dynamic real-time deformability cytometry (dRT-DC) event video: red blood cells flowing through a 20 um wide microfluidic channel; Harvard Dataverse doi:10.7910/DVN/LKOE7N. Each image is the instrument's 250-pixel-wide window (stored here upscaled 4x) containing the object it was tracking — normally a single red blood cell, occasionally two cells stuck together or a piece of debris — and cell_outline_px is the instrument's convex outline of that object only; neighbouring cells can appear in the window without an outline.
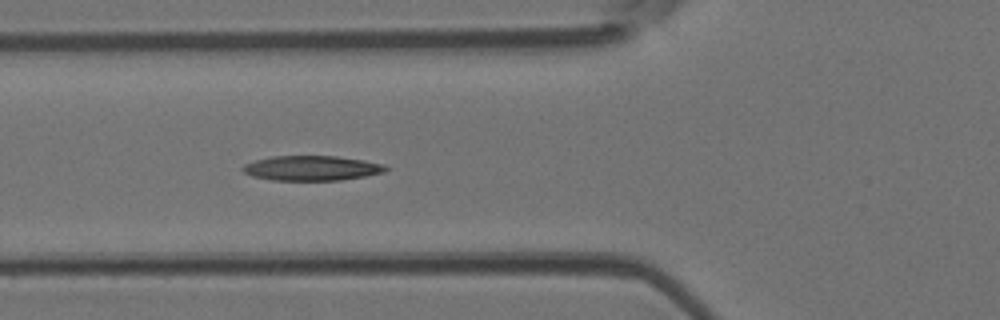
{"species": "Egyptian fruit bat (a non-hibernating species)", "species_latin": "Rousettus aegyptiacus", "temperature_condition": "room temperature", "stored_images_in_passage": 4, "camera_frame_rate_fps": 3000, "um_per_image_px": 0.085, "animal": {"sex": "female"}, "frame": {"image": 1, "passage_image": 4, "time_ms": 1.0, "image_size_px": [1000, 320], "cell_outline_px": [[388, 168], [384, 172], [364, 176], [340, 180], [272, 180], [252, 176], [244, 172], [240, 168], [244, 164], [256, 160], [272, 156], [336, 156], [364, 160], [384, 164]], "centroid_in_image_um": [26.48, 14.29], "position_along_channel_um": 99.3, "area_um2": 20.63}}